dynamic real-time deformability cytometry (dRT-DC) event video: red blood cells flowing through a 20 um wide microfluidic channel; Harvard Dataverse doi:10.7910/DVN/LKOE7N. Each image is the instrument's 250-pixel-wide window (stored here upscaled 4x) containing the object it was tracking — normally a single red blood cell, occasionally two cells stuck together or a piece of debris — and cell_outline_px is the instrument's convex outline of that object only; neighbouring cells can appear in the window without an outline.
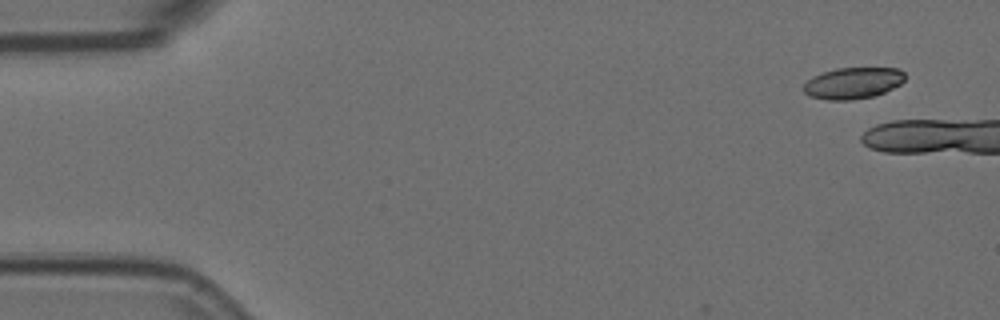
{"species": "Egyptian fruit bat (a non-hibernating species)", "species_latin": "Rousettus aegyptiacus", "temperature_condition": "room temperature", "stored_images_in_passage": 7, "camera_frame_rate_fps": 3000, "um_per_image_px": 0.085, "animal": {"sex": "female"}, "frame": {"image": 1, "passage_image": 1, "time_ms": 0.0, "image_size_px": [1000, 320], "cell_outline_px": [[904, 80], [900, 84], [884, 92], [872, 96], [852, 100], [828, 100], [808, 96], [804, 92], [804, 84], [812, 76], [836, 68], [900, 68], [904, 72]], "centroid_in_image_um": [72.49, 7.06], "position_along_channel_um": 12.5, "area_um2": 18.5}}
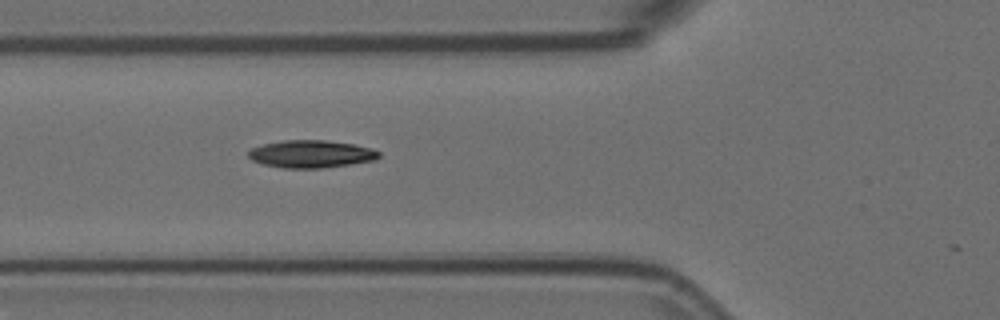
{"frame": {"image": 2, "passage_image": 7, "time_ms": 2.0, "image_size_px": [1000, 320], "cell_outline_px": [[380, 156], [376, 160], [320, 168], [284, 168], [264, 164], [252, 160], [248, 156], [248, 152], [252, 148], [264, 144], [284, 140], [324, 140], [352, 144], [372, 148], [380, 152]], "centroid_in_image_um": [26.45, 13.09], "position_along_channel_um": 99.3, "area_um2": 20.75}}